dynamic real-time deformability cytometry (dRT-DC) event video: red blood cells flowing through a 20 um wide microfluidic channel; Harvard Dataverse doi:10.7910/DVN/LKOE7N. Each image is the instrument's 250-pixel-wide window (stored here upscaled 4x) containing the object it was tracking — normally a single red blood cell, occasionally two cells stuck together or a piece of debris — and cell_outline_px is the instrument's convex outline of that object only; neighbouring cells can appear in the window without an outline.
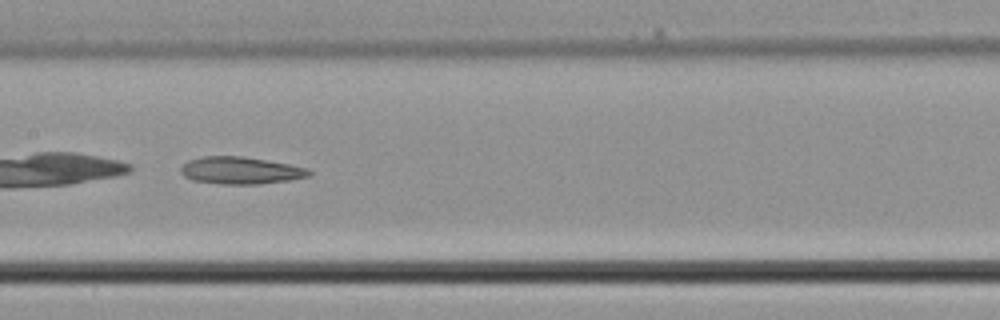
{"species": "common noctule bat (a hibernating species)", "species_latin": "Nyctalus noctula", "temperature_condition": "cold", "stored_images_in_passage": 22, "camera_frame_rate_fps": 3000, "um_per_image_px": 0.085, "animal": {"sex": "male", "body_mass_g": 21.5, "forearm_length_mm": 52.0}, "frame": {"image": 1, "passage_image": 7, "time_ms": 2.0, "image_size_px": [1000, 320], "cell_outline_px": [[312, 176], [288, 180], [260, 184], [220, 184], [192, 180], [184, 176], [180, 172], [180, 168], [188, 160], [204, 156], [240, 156], [288, 164], [308, 168], [312, 172]], "centroid_in_image_um": [20.45, 14.5], "position_along_channel_um": 187.0, "area_um2": 20.29}}
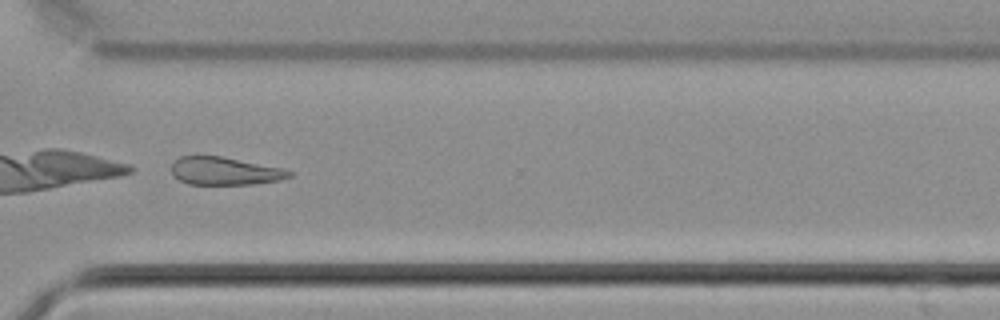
{"frame": {"image": 2, "passage_image": 16, "time_ms": 5.0, "image_size_px": [1000, 320], "cell_outline_px": [[292, 176], [280, 180], [252, 184], [188, 184], [172, 176], [172, 164], [180, 156], [220, 156], [284, 168], [292, 172]], "centroid_in_image_um": [19.11, 14.54], "position_along_channel_um": 351.5, "area_um2": 19.07}}